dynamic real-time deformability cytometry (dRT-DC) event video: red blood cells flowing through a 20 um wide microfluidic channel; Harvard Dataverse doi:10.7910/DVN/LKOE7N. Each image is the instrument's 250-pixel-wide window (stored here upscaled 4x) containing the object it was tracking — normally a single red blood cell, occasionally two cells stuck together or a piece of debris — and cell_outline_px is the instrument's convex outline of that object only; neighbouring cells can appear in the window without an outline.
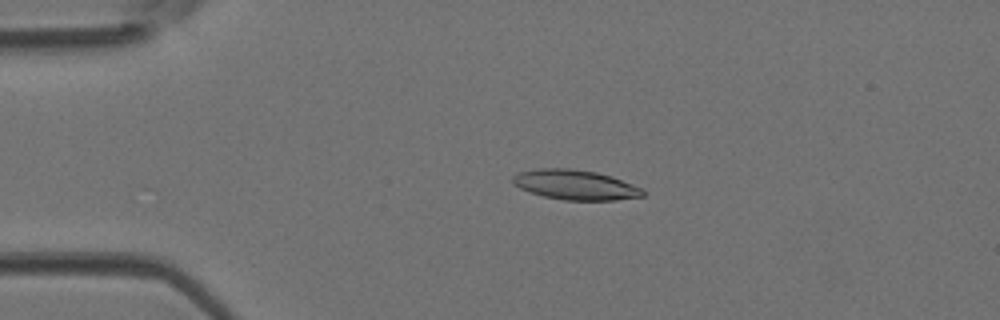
{"species": "Egyptian fruit bat (a non-hibernating species)", "species_latin": "Rousettus aegyptiacus", "temperature_condition": "room temperature", "stored_images_in_passage": 47, "camera_frame_rate_fps": 3000, "um_per_image_px": 0.085, "animal": {"sex": "female"}, "frame": {"image": 1, "passage_image": 10, "time_ms": 3.0, "image_size_px": [1000, 320], "cell_outline_px": [[644, 196], [616, 200], [564, 200], [544, 196], [520, 188], [512, 184], [512, 176], [520, 172], [540, 168], [568, 168], [596, 172], [612, 176], [644, 188]], "centroid_in_image_um": [48.93, 15.71], "position_along_channel_um": 36.1, "area_um2": 22.66}}
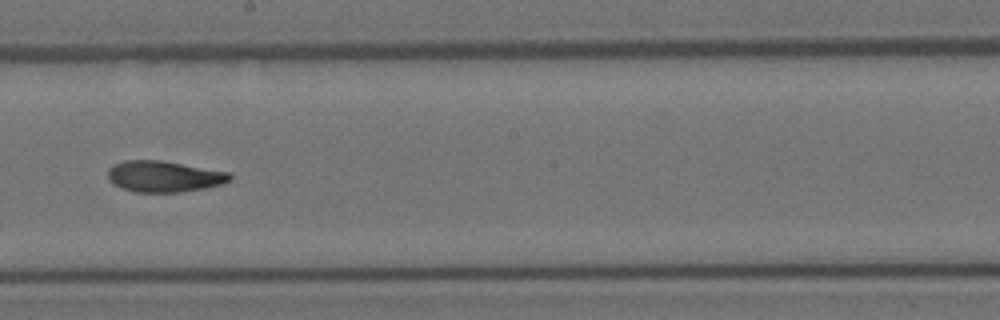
{"frame": {"image": 2, "passage_image": 26, "time_ms": 8.333, "image_size_px": [1000, 320], "cell_outline_px": [[232, 180], [224, 184], [204, 188], [180, 192], [136, 192], [120, 188], [112, 184], [108, 180], [108, 168], [112, 164], [124, 160], [160, 160], [232, 172]], "centroid_in_image_um": [13.94, 14.99], "position_along_channel_um": 234.3, "area_um2": 22.54}}
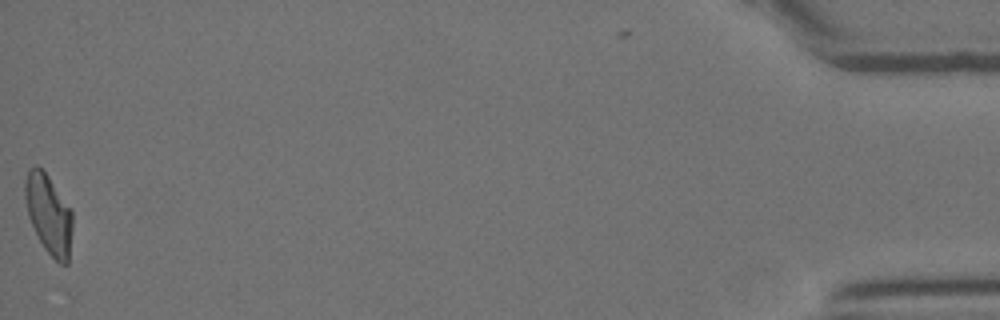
{"frame": {"image": 3, "passage_image": 46, "time_ms": 15.0, "image_size_px": [1000, 320], "cell_outline_px": [[72, 228], [68, 264], [60, 264], [44, 248], [28, 216], [24, 196], [24, 180], [28, 168], [36, 164], [48, 176], [72, 208]], "centroid_in_image_um": [4.14, 18.16], "position_along_channel_um": 431.1, "area_um2": 22.08}}